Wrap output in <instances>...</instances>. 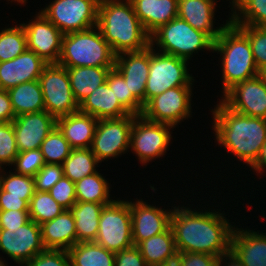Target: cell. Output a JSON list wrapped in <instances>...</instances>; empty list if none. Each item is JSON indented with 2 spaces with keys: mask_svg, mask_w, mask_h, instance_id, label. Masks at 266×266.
Returning <instances> with one entry per match:
<instances>
[{
  "mask_svg": "<svg viewBox=\"0 0 266 266\" xmlns=\"http://www.w3.org/2000/svg\"><path fill=\"white\" fill-rule=\"evenodd\" d=\"M179 207L172 206L170 217L177 252L207 253L220 258L230 251L234 227L224 213Z\"/></svg>",
  "mask_w": 266,
  "mask_h": 266,
  "instance_id": "cell-1",
  "label": "cell"
},
{
  "mask_svg": "<svg viewBox=\"0 0 266 266\" xmlns=\"http://www.w3.org/2000/svg\"><path fill=\"white\" fill-rule=\"evenodd\" d=\"M215 107L211 111L215 140L220 147L251 167L266 144V119L237 113L221 100Z\"/></svg>",
  "mask_w": 266,
  "mask_h": 266,
  "instance_id": "cell-2",
  "label": "cell"
},
{
  "mask_svg": "<svg viewBox=\"0 0 266 266\" xmlns=\"http://www.w3.org/2000/svg\"><path fill=\"white\" fill-rule=\"evenodd\" d=\"M97 26L115 55L141 51L150 45V35L130 0H100Z\"/></svg>",
  "mask_w": 266,
  "mask_h": 266,
  "instance_id": "cell-3",
  "label": "cell"
},
{
  "mask_svg": "<svg viewBox=\"0 0 266 266\" xmlns=\"http://www.w3.org/2000/svg\"><path fill=\"white\" fill-rule=\"evenodd\" d=\"M214 51L222 57L223 95L235 84L260 75L248 38L231 22L214 41Z\"/></svg>",
  "mask_w": 266,
  "mask_h": 266,
  "instance_id": "cell-4",
  "label": "cell"
},
{
  "mask_svg": "<svg viewBox=\"0 0 266 266\" xmlns=\"http://www.w3.org/2000/svg\"><path fill=\"white\" fill-rule=\"evenodd\" d=\"M116 55L98 26L65 34L58 65L62 67H114Z\"/></svg>",
  "mask_w": 266,
  "mask_h": 266,
  "instance_id": "cell-5",
  "label": "cell"
},
{
  "mask_svg": "<svg viewBox=\"0 0 266 266\" xmlns=\"http://www.w3.org/2000/svg\"><path fill=\"white\" fill-rule=\"evenodd\" d=\"M150 45L157 46L158 52L188 61L193 57V53L202 49L213 51L214 40L206 33L194 29L185 20L176 17L150 35Z\"/></svg>",
  "mask_w": 266,
  "mask_h": 266,
  "instance_id": "cell-6",
  "label": "cell"
},
{
  "mask_svg": "<svg viewBox=\"0 0 266 266\" xmlns=\"http://www.w3.org/2000/svg\"><path fill=\"white\" fill-rule=\"evenodd\" d=\"M155 46L150 45V67L145 88V104L154 96L177 86H192L195 81L187 70V60L156 53Z\"/></svg>",
  "mask_w": 266,
  "mask_h": 266,
  "instance_id": "cell-7",
  "label": "cell"
},
{
  "mask_svg": "<svg viewBox=\"0 0 266 266\" xmlns=\"http://www.w3.org/2000/svg\"><path fill=\"white\" fill-rule=\"evenodd\" d=\"M94 242L114 253L133 246L130 201L118 199L103 207Z\"/></svg>",
  "mask_w": 266,
  "mask_h": 266,
  "instance_id": "cell-8",
  "label": "cell"
},
{
  "mask_svg": "<svg viewBox=\"0 0 266 266\" xmlns=\"http://www.w3.org/2000/svg\"><path fill=\"white\" fill-rule=\"evenodd\" d=\"M99 2L100 0H54L40 12L65 35L96 26Z\"/></svg>",
  "mask_w": 266,
  "mask_h": 266,
  "instance_id": "cell-9",
  "label": "cell"
},
{
  "mask_svg": "<svg viewBox=\"0 0 266 266\" xmlns=\"http://www.w3.org/2000/svg\"><path fill=\"white\" fill-rule=\"evenodd\" d=\"M171 128L174 129V126L149 121L142 115L134 117L129 148L136 154L140 164L146 165L165 155L172 139Z\"/></svg>",
  "mask_w": 266,
  "mask_h": 266,
  "instance_id": "cell-10",
  "label": "cell"
},
{
  "mask_svg": "<svg viewBox=\"0 0 266 266\" xmlns=\"http://www.w3.org/2000/svg\"><path fill=\"white\" fill-rule=\"evenodd\" d=\"M45 111L55 118L72 114L79 110L74 98L67 69L58 64H48L39 77Z\"/></svg>",
  "mask_w": 266,
  "mask_h": 266,
  "instance_id": "cell-11",
  "label": "cell"
},
{
  "mask_svg": "<svg viewBox=\"0 0 266 266\" xmlns=\"http://www.w3.org/2000/svg\"><path fill=\"white\" fill-rule=\"evenodd\" d=\"M192 86H177L154 96L145 105L142 116L152 122L166 123L176 127L188 119L191 110Z\"/></svg>",
  "mask_w": 266,
  "mask_h": 266,
  "instance_id": "cell-12",
  "label": "cell"
},
{
  "mask_svg": "<svg viewBox=\"0 0 266 266\" xmlns=\"http://www.w3.org/2000/svg\"><path fill=\"white\" fill-rule=\"evenodd\" d=\"M136 115L98 120L91 151L99 162L117 158L130 149V133Z\"/></svg>",
  "mask_w": 266,
  "mask_h": 266,
  "instance_id": "cell-13",
  "label": "cell"
},
{
  "mask_svg": "<svg viewBox=\"0 0 266 266\" xmlns=\"http://www.w3.org/2000/svg\"><path fill=\"white\" fill-rule=\"evenodd\" d=\"M0 250L23 266L45 250L40 225L30 219L19 228H0Z\"/></svg>",
  "mask_w": 266,
  "mask_h": 266,
  "instance_id": "cell-14",
  "label": "cell"
},
{
  "mask_svg": "<svg viewBox=\"0 0 266 266\" xmlns=\"http://www.w3.org/2000/svg\"><path fill=\"white\" fill-rule=\"evenodd\" d=\"M220 100L237 113L266 119V82L260 75L235 84Z\"/></svg>",
  "mask_w": 266,
  "mask_h": 266,
  "instance_id": "cell-15",
  "label": "cell"
},
{
  "mask_svg": "<svg viewBox=\"0 0 266 266\" xmlns=\"http://www.w3.org/2000/svg\"><path fill=\"white\" fill-rule=\"evenodd\" d=\"M30 21L22 24L26 33L27 49L35 52L46 63L57 64L64 34L40 11Z\"/></svg>",
  "mask_w": 266,
  "mask_h": 266,
  "instance_id": "cell-16",
  "label": "cell"
},
{
  "mask_svg": "<svg viewBox=\"0 0 266 266\" xmlns=\"http://www.w3.org/2000/svg\"><path fill=\"white\" fill-rule=\"evenodd\" d=\"M164 210L156 205H149L142 199L135 202L130 200L133 245L137 246L141 241L163 233L170 227L173 209Z\"/></svg>",
  "mask_w": 266,
  "mask_h": 266,
  "instance_id": "cell-17",
  "label": "cell"
},
{
  "mask_svg": "<svg viewBox=\"0 0 266 266\" xmlns=\"http://www.w3.org/2000/svg\"><path fill=\"white\" fill-rule=\"evenodd\" d=\"M18 152L39 149L56 126V118L47 111L22 114L12 121Z\"/></svg>",
  "mask_w": 266,
  "mask_h": 266,
  "instance_id": "cell-18",
  "label": "cell"
},
{
  "mask_svg": "<svg viewBox=\"0 0 266 266\" xmlns=\"http://www.w3.org/2000/svg\"><path fill=\"white\" fill-rule=\"evenodd\" d=\"M150 67V45L141 51L116 55L114 68L123 76L129 91L144 106Z\"/></svg>",
  "mask_w": 266,
  "mask_h": 266,
  "instance_id": "cell-19",
  "label": "cell"
},
{
  "mask_svg": "<svg viewBox=\"0 0 266 266\" xmlns=\"http://www.w3.org/2000/svg\"><path fill=\"white\" fill-rule=\"evenodd\" d=\"M47 65L35 52L26 49L16 58L0 62V88L9 90L22 83L39 80Z\"/></svg>",
  "mask_w": 266,
  "mask_h": 266,
  "instance_id": "cell-20",
  "label": "cell"
},
{
  "mask_svg": "<svg viewBox=\"0 0 266 266\" xmlns=\"http://www.w3.org/2000/svg\"><path fill=\"white\" fill-rule=\"evenodd\" d=\"M216 3L217 0H179L178 17L185 20L194 29L206 33L215 41L230 22V20H226L225 24L214 28Z\"/></svg>",
  "mask_w": 266,
  "mask_h": 266,
  "instance_id": "cell-21",
  "label": "cell"
},
{
  "mask_svg": "<svg viewBox=\"0 0 266 266\" xmlns=\"http://www.w3.org/2000/svg\"><path fill=\"white\" fill-rule=\"evenodd\" d=\"M98 119L80 110L56 118V126L69 142L72 149L90 148Z\"/></svg>",
  "mask_w": 266,
  "mask_h": 266,
  "instance_id": "cell-22",
  "label": "cell"
},
{
  "mask_svg": "<svg viewBox=\"0 0 266 266\" xmlns=\"http://www.w3.org/2000/svg\"><path fill=\"white\" fill-rule=\"evenodd\" d=\"M45 249L69 250L77 243L75 219L70 210H64L53 220L40 225Z\"/></svg>",
  "mask_w": 266,
  "mask_h": 266,
  "instance_id": "cell-23",
  "label": "cell"
},
{
  "mask_svg": "<svg viewBox=\"0 0 266 266\" xmlns=\"http://www.w3.org/2000/svg\"><path fill=\"white\" fill-rule=\"evenodd\" d=\"M145 31L151 35L160 26L178 17L179 0H130Z\"/></svg>",
  "mask_w": 266,
  "mask_h": 266,
  "instance_id": "cell-24",
  "label": "cell"
},
{
  "mask_svg": "<svg viewBox=\"0 0 266 266\" xmlns=\"http://www.w3.org/2000/svg\"><path fill=\"white\" fill-rule=\"evenodd\" d=\"M79 110L98 120L121 118L130 113L120 104L107 82L97 87L79 105Z\"/></svg>",
  "mask_w": 266,
  "mask_h": 266,
  "instance_id": "cell-25",
  "label": "cell"
},
{
  "mask_svg": "<svg viewBox=\"0 0 266 266\" xmlns=\"http://www.w3.org/2000/svg\"><path fill=\"white\" fill-rule=\"evenodd\" d=\"M137 247L147 266H161L177 258L178 252L171 227L163 233L141 241Z\"/></svg>",
  "mask_w": 266,
  "mask_h": 266,
  "instance_id": "cell-26",
  "label": "cell"
},
{
  "mask_svg": "<svg viewBox=\"0 0 266 266\" xmlns=\"http://www.w3.org/2000/svg\"><path fill=\"white\" fill-rule=\"evenodd\" d=\"M75 100L80 105L97 87L106 82L114 67H65Z\"/></svg>",
  "mask_w": 266,
  "mask_h": 266,
  "instance_id": "cell-27",
  "label": "cell"
},
{
  "mask_svg": "<svg viewBox=\"0 0 266 266\" xmlns=\"http://www.w3.org/2000/svg\"><path fill=\"white\" fill-rule=\"evenodd\" d=\"M105 205L77 201L69 210L75 219L77 243L95 241L99 218Z\"/></svg>",
  "mask_w": 266,
  "mask_h": 266,
  "instance_id": "cell-28",
  "label": "cell"
},
{
  "mask_svg": "<svg viewBox=\"0 0 266 266\" xmlns=\"http://www.w3.org/2000/svg\"><path fill=\"white\" fill-rule=\"evenodd\" d=\"M15 117L45 110L42 88L39 80L19 84L7 90Z\"/></svg>",
  "mask_w": 266,
  "mask_h": 266,
  "instance_id": "cell-29",
  "label": "cell"
},
{
  "mask_svg": "<svg viewBox=\"0 0 266 266\" xmlns=\"http://www.w3.org/2000/svg\"><path fill=\"white\" fill-rule=\"evenodd\" d=\"M70 266H114L115 253L94 241L79 242L68 250Z\"/></svg>",
  "mask_w": 266,
  "mask_h": 266,
  "instance_id": "cell-30",
  "label": "cell"
},
{
  "mask_svg": "<svg viewBox=\"0 0 266 266\" xmlns=\"http://www.w3.org/2000/svg\"><path fill=\"white\" fill-rule=\"evenodd\" d=\"M109 188V182L97 171L75 183L76 200L108 205L114 201Z\"/></svg>",
  "mask_w": 266,
  "mask_h": 266,
  "instance_id": "cell-31",
  "label": "cell"
},
{
  "mask_svg": "<svg viewBox=\"0 0 266 266\" xmlns=\"http://www.w3.org/2000/svg\"><path fill=\"white\" fill-rule=\"evenodd\" d=\"M99 163L90 148L72 149L70 155L62 163L63 174L76 183L83 177L97 172L96 166Z\"/></svg>",
  "mask_w": 266,
  "mask_h": 266,
  "instance_id": "cell-32",
  "label": "cell"
},
{
  "mask_svg": "<svg viewBox=\"0 0 266 266\" xmlns=\"http://www.w3.org/2000/svg\"><path fill=\"white\" fill-rule=\"evenodd\" d=\"M230 14L234 25L266 27V0H242Z\"/></svg>",
  "mask_w": 266,
  "mask_h": 266,
  "instance_id": "cell-33",
  "label": "cell"
},
{
  "mask_svg": "<svg viewBox=\"0 0 266 266\" xmlns=\"http://www.w3.org/2000/svg\"><path fill=\"white\" fill-rule=\"evenodd\" d=\"M65 209L46 191H35L28 204L30 219L38 225L53 220Z\"/></svg>",
  "mask_w": 266,
  "mask_h": 266,
  "instance_id": "cell-34",
  "label": "cell"
},
{
  "mask_svg": "<svg viewBox=\"0 0 266 266\" xmlns=\"http://www.w3.org/2000/svg\"><path fill=\"white\" fill-rule=\"evenodd\" d=\"M0 31V62L12 60L27 49V38L22 23Z\"/></svg>",
  "mask_w": 266,
  "mask_h": 266,
  "instance_id": "cell-35",
  "label": "cell"
},
{
  "mask_svg": "<svg viewBox=\"0 0 266 266\" xmlns=\"http://www.w3.org/2000/svg\"><path fill=\"white\" fill-rule=\"evenodd\" d=\"M39 149L46 164L62 165L63 161L70 155L72 147L59 128L55 126Z\"/></svg>",
  "mask_w": 266,
  "mask_h": 266,
  "instance_id": "cell-36",
  "label": "cell"
},
{
  "mask_svg": "<svg viewBox=\"0 0 266 266\" xmlns=\"http://www.w3.org/2000/svg\"><path fill=\"white\" fill-rule=\"evenodd\" d=\"M120 104L130 113L141 115L144 106L129 91V87L123 76L115 69H111L106 79Z\"/></svg>",
  "mask_w": 266,
  "mask_h": 266,
  "instance_id": "cell-37",
  "label": "cell"
},
{
  "mask_svg": "<svg viewBox=\"0 0 266 266\" xmlns=\"http://www.w3.org/2000/svg\"><path fill=\"white\" fill-rule=\"evenodd\" d=\"M4 172V168H0V188L6 191V196L34 195L36 191L34 177L11 172L10 170L9 174Z\"/></svg>",
  "mask_w": 266,
  "mask_h": 266,
  "instance_id": "cell-38",
  "label": "cell"
},
{
  "mask_svg": "<svg viewBox=\"0 0 266 266\" xmlns=\"http://www.w3.org/2000/svg\"><path fill=\"white\" fill-rule=\"evenodd\" d=\"M249 40L259 72L266 68V27L235 25Z\"/></svg>",
  "mask_w": 266,
  "mask_h": 266,
  "instance_id": "cell-39",
  "label": "cell"
},
{
  "mask_svg": "<svg viewBox=\"0 0 266 266\" xmlns=\"http://www.w3.org/2000/svg\"><path fill=\"white\" fill-rule=\"evenodd\" d=\"M18 153L12 122L0 123V168L12 166Z\"/></svg>",
  "mask_w": 266,
  "mask_h": 266,
  "instance_id": "cell-40",
  "label": "cell"
},
{
  "mask_svg": "<svg viewBox=\"0 0 266 266\" xmlns=\"http://www.w3.org/2000/svg\"><path fill=\"white\" fill-rule=\"evenodd\" d=\"M45 160L40 149L19 152L13 166V171L18 174L34 177L45 165Z\"/></svg>",
  "mask_w": 266,
  "mask_h": 266,
  "instance_id": "cell-41",
  "label": "cell"
},
{
  "mask_svg": "<svg viewBox=\"0 0 266 266\" xmlns=\"http://www.w3.org/2000/svg\"><path fill=\"white\" fill-rule=\"evenodd\" d=\"M48 192L65 210L77 202L75 183L64 175Z\"/></svg>",
  "mask_w": 266,
  "mask_h": 266,
  "instance_id": "cell-42",
  "label": "cell"
},
{
  "mask_svg": "<svg viewBox=\"0 0 266 266\" xmlns=\"http://www.w3.org/2000/svg\"><path fill=\"white\" fill-rule=\"evenodd\" d=\"M23 266H70L68 250L45 249Z\"/></svg>",
  "mask_w": 266,
  "mask_h": 266,
  "instance_id": "cell-43",
  "label": "cell"
},
{
  "mask_svg": "<svg viewBox=\"0 0 266 266\" xmlns=\"http://www.w3.org/2000/svg\"><path fill=\"white\" fill-rule=\"evenodd\" d=\"M63 175L62 165L45 164L34 176L35 190L48 192Z\"/></svg>",
  "mask_w": 266,
  "mask_h": 266,
  "instance_id": "cell-44",
  "label": "cell"
},
{
  "mask_svg": "<svg viewBox=\"0 0 266 266\" xmlns=\"http://www.w3.org/2000/svg\"><path fill=\"white\" fill-rule=\"evenodd\" d=\"M219 257L197 252H178L177 262L180 266H218Z\"/></svg>",
  "mask_w": 266,
  "mask_h": 266,
  "instance_id": "cell-45",
  "label": "cell"
},
{
  "mask_svg": "<svg viewBox=\"0 0 266 266\" xmlns=\"http://www.w3.org/2000/svg\"><path fill=\"white\" fill-rule=\"evenodd\" d=\"M114 266H147L140 250L133 245L115 253Z\"/></svg>",
  "mask_w": 266,
  "mask_h": 266,
  "instance_id": "cell-46",
  "label": "cell"
},
{
  "mask_svg": "<svg viewBox=\"0 0 266 266\" xmlns=\"http://www.w3.org/2000/svg\"><path fill=\"white\" fill-rule=\"evenodd\" d=\"M30 220L28 211L0 210V228H19Z\"/></svg>",
  "mask_w": 266,
  "mask_h": 266,
  "instance_id": "cell-47",
  "label": "cell"
},
{
  "mask_svg": "<svg viewBox=\"0 0 266 266\" xmlns=\"http://www.w3.org/2000/svg\"><path fill=\"white\" fill-rule=\"evenodd\" d=\"M32 196H6V191L0 188V210L28 211Z\"/></svg>",
  "mask_w": 266,
  "mask_h": 266,
  "instance_id": "cell-48",
  "label": "cell"
},
{
  "mask_svg": "<svg viewBox=\"0 0 266 266\" xmlns=\"http://www.w3.org/2000/svg\"><path fill=\"white\" fill-rule=\"evenodd\" d=\"M15 113L7 90L0 88V123L12 122Z\"/></svg>",
  "mask_w": 266,
  "mask_h": 266,
  "instance_id": "cell-49",
  "label": "cell"
},
{
  "mask_svg": "<svg viewBox=\"0 0 266 266\" xmlns=\"http://www.w3.org/2000/svg\"><path fill=\"white\" fill-rule=\"evenodd\" d=\"M245 266L241 260L230 250L218 259V266Z\"/></svg>",
  "mask_w": 266,
  "mask_h": 266,
  "instance_id": "cell-50",
  "label": "cell"
},
{
  "mask_svg": "<svg viewBox=\"0 0 266 266\" xmlns=\"http://www.w3.org/2000/svg\"><path fill=\"white\" fill-rule=\"evenodd\" d=\"M266 168V144L261 148L260 154L255 161V163L251 166V169H253V172L256 171V173H260L261 175ZM255 170V171H254Z\"/></svg>",
  "mask_w": 266,
  "mask_h": 266,
  "instance_id": "cell-51",
  "label": "cell"
},
{
  "mask_svg": "<svg viewBox=\"0 0 266 266\" xmlns=\"http://www.w3.org/2000/svg\"><path fill=\"white\" fill-rule=\"evenodd\" d=\"M241 1H242V0H231V1H230V5L232 4V5H231V6H232V7H231L232 10H231V11H233Z\"/></svg>",
  "mask_w": 266,
  "mask_h": 266,
  "instance_id": "cell-52",
  "label": "cell"
},
{
  "mask_svg": "<svg viewBox=\"0 0 266 266\" xmlns=\"http://www.w3.org/2000/svg\"><path fill=\"white\" fill-rule=\"evenodd\" d=\"M161 266H180V264L177 262V260L170 262V263H166L164 265Z\"/></svg>",
  "mask_w": 266,
  "mask_h": 266,
  "instance_id": "cell-53",
  "label": "cell"
},
{
  "mask_svg": "<svg viewBox=\"0 0 266 266\" xmlns=\"http://www.w3.org/2000/svg\"><path fill=\"white\" fill-rule=\"evenodd\" d=\"M260 76L266 82V68H264L262 71H260Z\"/></svg>",
  "mask_w": 266,
  "mask_h": 266,
  "instance_id": "cell-54",
  "label": "cell"
},
{
  "mask_svg": "<svg viewBox=\"0 0 266 266\" xmlns=\"http://www.w3.org/2000/svg\"><path fill=\"white\" fill-rule=\"evenodd\" d=\"M8 1H10V0H8ZM12 1H15V2L17 1V4L20 3L21 5H22V4H25V5H26V1H27V0H11V2H12Z\"/></svg>",
  "mask_w": 266,
  "mask_h": 266,
  "instance_id": "cell-55",
  "label": "cell"
},
{
  "mask_svg": "<svg viewBox=\"0 0 266 266\" xmlns=\"http://www.w3.org/2000/svg\"><path fill=\"white\" fill-rule=\"evenodd\" d=\"M0 266H7L6 261L2 259V256L0 257Z\"/></svg>",
  "mask_w": 266,
  "mask_h": 266,
  "instance_id": "cell-56",
  "label": "cell"
}]
</instances>
